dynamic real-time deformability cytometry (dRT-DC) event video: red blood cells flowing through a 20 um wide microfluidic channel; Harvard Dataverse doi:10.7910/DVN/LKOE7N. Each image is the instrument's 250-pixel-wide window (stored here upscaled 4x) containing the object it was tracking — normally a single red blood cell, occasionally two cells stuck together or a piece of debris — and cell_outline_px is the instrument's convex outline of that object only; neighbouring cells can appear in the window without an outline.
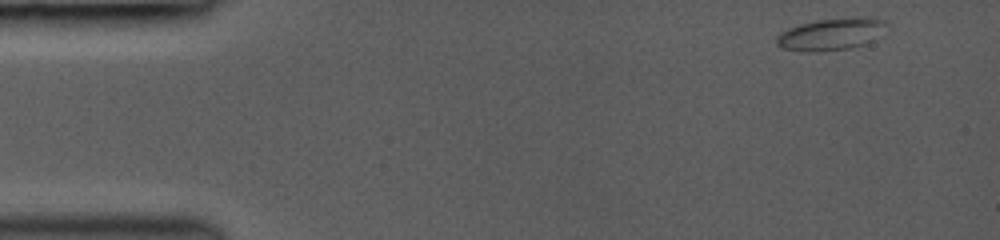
{"species": "common noctule bat (a hibernating species)", "species_latin": "Nyctalus noctula", "temperature_condition": "room temperature", "stored_images_in_passage": 40, "camera_frame_rate_fps": 3000, "um_per_image_px": 0.085, "animal": {"sex": "female", "body_mass_g": 19.0, "forearm_length_mm": 53.3}, "frame": {"image": 1, "passage_image": 1, "time_ms": 0.0, "image_size_px": [1000, 240], "cell_outline_px": [[888, 24], [864, 44], [848, 48], [812, 52], [784, 48], [776, 44], [776, 36], [780, 32], [788, 28], [800, 24], [816, 20], [860, 16], [868, 16], [884, 20]], "centroid_in_image_um": [70.59, 2.87], "position_along_channel_um": 14.4, "area_um2": 20.11}}
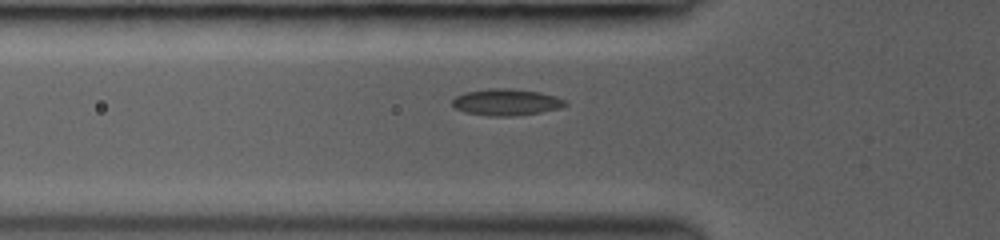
{"frame": {"image": 2, "passage_image": 24, "time_ms": 4.333, "image_size_px": [1000, 240], "cell_outline_px": [[568, 104], [560, 108], [540, 112], [508, 116], [488, 116], [464, 112], [456, 108], [452, 104], [452, 100], [456, 96], [464, 92], [492, 88], [508, 88], [540, 92], [556, 96], [564, 100]], "centroid_in_image_um": [43.02, 8.68], "position_along_channel_um": 82.8, "area_um2": 17.4}}
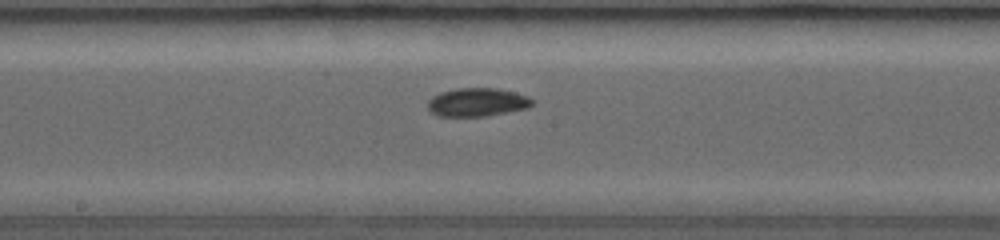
{"frame": {"image": 3, "passage_image": 39, "time_ms": 7.333, "image_size_px": [1000, 240], "cell_outline_px": [[532, 104], [528, 108], [488, 116], [436, 116], [428, 108], [428, 100], [432, 96], [440, 92], [456, 88], [496, 88], [516, 92], [528, 96], [532, 100]], "centroid_in_image_um": [40.55, 8.68], "position_along_channel_um": 207.6, "area_um2": 17.4}}